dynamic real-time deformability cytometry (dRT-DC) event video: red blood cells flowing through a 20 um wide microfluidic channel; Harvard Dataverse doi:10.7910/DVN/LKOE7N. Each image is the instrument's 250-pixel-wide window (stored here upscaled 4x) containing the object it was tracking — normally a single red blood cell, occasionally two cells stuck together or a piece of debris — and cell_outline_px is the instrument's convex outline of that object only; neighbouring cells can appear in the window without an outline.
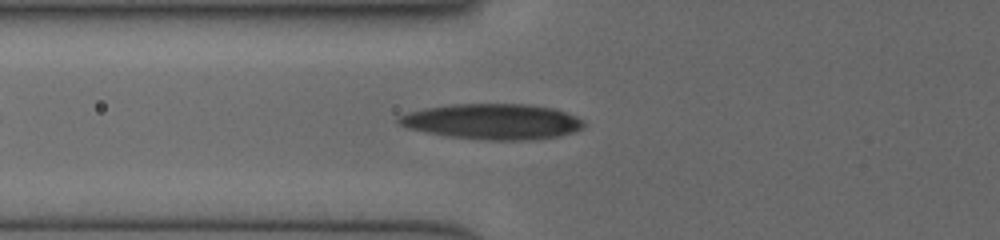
{"species": "human", "species_latin": "Homo sapiens", "temperature_condition": "cold", "stored_images_in_passage": 12, "camera_frame_rate_fps": 3000, "um_per_image_px": 0.085, "donor": {"sex": "female"}, "frame": {"image": 1, "passage_image": 3, "time_ms": 1.333, "image_size_px": [1000, 240], "cell_outline_px": [[584, 128], [576, 132], [560, 136], [536, 140], [480, 140], [448, 136], [408, 128], [400, 124], [396, 120], [400, 116], [408, 112], [424, 108], [452, 104], [524, 104], [552, 108], [576, 116], [584, 120]], "centroid_in_image_um": [41.91, 10.34], "position_along_channel_um": 83.9, "area_um2": 38.49}}
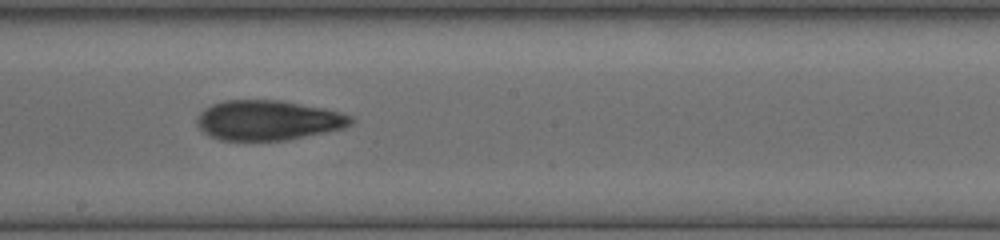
{"frame": {"image": 2, "passage_image": 8, "time_ms": 4.667, "image_size_px": [1000, 240], "cell_outline_px": [[356, 120], [352, 124], [344, 128], [288, 140], [220, 140], [208, 136], [196, 124], [196, 120], [200, 112], [204, 108], [212, 104], [224, 100], [280, 100], [324, 108], [340, 112], [352, 116]], "centroid_in_image_um": [22.79, 10.22], "position_along_channel_um": 225.4, "area_um2": 36.01}}
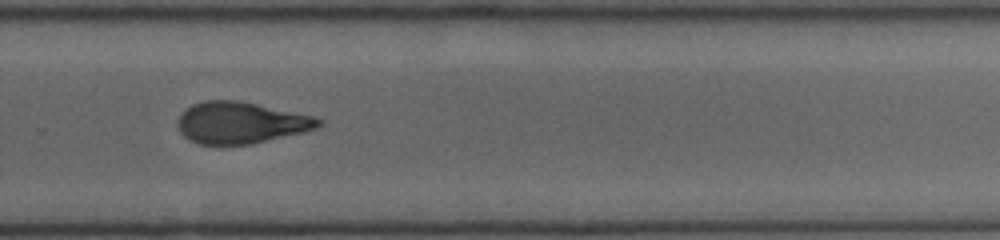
{"frame": {"image": 3, "passage_image": 11, "time_ms": 6.667, "image_size_px": [1000, 240], "cell_outline_px": [[324, 120], [316, 128], [304, 132], [252, 144], [200, 144], [184, 136], [180, 132], [176, 124], [176, 120], [180, 112], [192, 104], [204, 100], [236, 100], [256, 104], [312, 116]], "centroid_in_image_um": [20.41, 10.43], "position_along_channel_um": 309.4, "area_um2": 33.99}}